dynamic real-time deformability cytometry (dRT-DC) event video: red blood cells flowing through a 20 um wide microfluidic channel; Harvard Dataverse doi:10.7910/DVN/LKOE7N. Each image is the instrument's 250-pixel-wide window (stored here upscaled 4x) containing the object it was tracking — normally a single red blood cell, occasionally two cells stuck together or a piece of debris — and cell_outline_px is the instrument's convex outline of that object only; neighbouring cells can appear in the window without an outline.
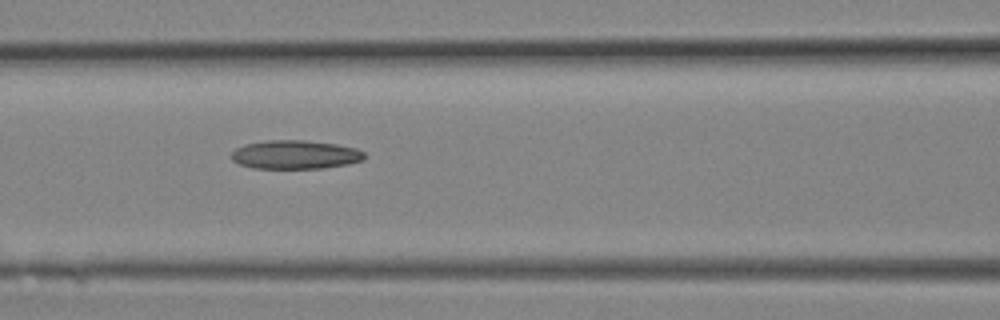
{"species": "Egyptian fruit bat (a non-hibernating species)", "species_latin": "Rousettus aegyptiacus", "temperature_condition": "room temperature", "stored_images_in_passage": 10, "camera_frame_rate_fps": 3000, "um_per_image_px": 0.085, "animal": {"sex": "female"}, "frame": {"image": 1, "passage_image": 9, "time_ms": 2.667, "image_size_px": [1000, 320], "cell_outline_px": [[364, 160], [348, 164], [324, 168], [252, 168], [240, 164], [232, 160], [232, 152], [236, 148], [244, 144], [268, 140], [304, 140], [336, 144], [356, 148], [364, 152]], "centroid_in_image_um": [25.1, 13.14], "position_along_channel_um": 141.5, "area_um2": 22.25}}
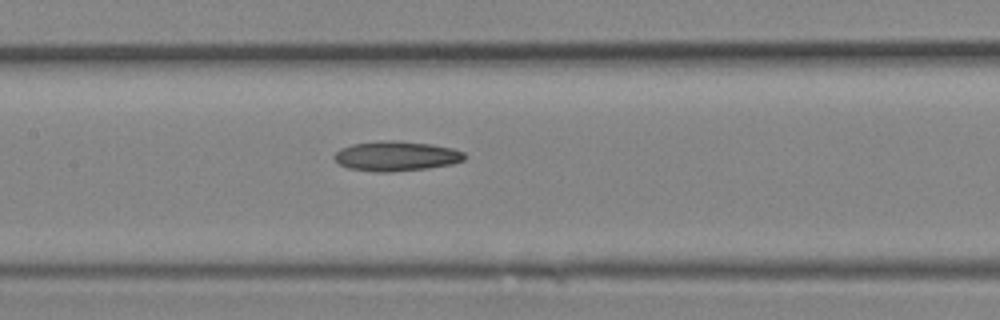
{"frame": {"image": 2, "passage_image": 10, "time_ms": 3.0, "image_size_px": [1000, 320], "cell_outline_px": [[468, 156], [464, 160], [452, 164], [428, 168], [388, 172], [376, 172], [348, 168], [340, 164], [332, 156], [340, 148], [352, 144], [392, 140], [432, 144], [452, 148], [464, 152]], "centroid_in_image_um": [33.7, 13.27], "position_along_channel_um": 173.7, "area_um2": 22.6}}